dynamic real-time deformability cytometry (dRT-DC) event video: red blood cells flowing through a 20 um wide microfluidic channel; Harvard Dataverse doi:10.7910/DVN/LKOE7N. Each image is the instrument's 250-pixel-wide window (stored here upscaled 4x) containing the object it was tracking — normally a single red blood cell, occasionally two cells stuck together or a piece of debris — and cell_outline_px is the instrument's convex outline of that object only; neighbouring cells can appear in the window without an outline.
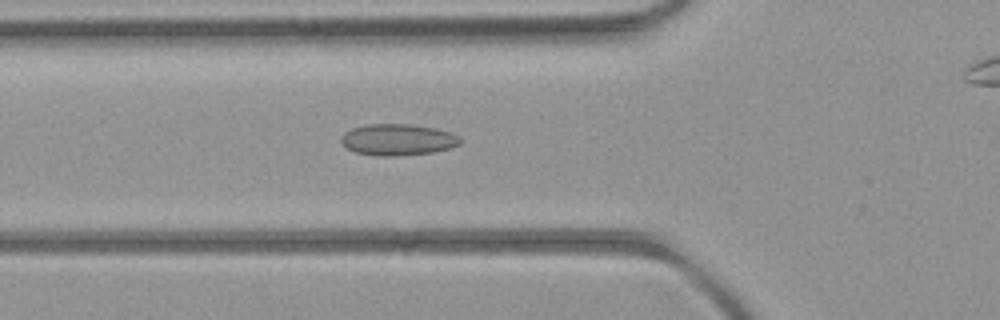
{"species": "common noctule bat (a hibernating species)", "species_latin": "Nyctalus noctula", "temperature_condition": "room temperature", "stored_images_in_passage": 43, "camera_frame_rate_fps": 3000, "um_per_image_px": 0.085, "animal": {"sex": "female", "body_mass_g": 21.9}, "frame": {"image": 1, "passage_image": 16, "time_ms": 5.0, "image_size_px": [1000, 320], "cell_outline_px": [[460, 144], [448, 148], [432, 152], [396, 156], [380, 156], [356, 152], [348, 148], [340, 140], [340, 136], [344, 132], [352, 128], [368, 124], [412, 124], [436, 128], [452, 132], [460, 136]], "centroid_in_image_um": [33.82, 11.86], "position_along_channel_um": 92.0, "area_um2": 21.79}}
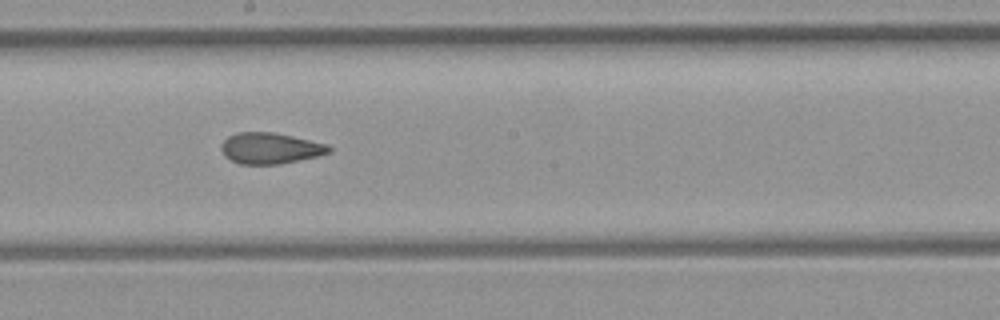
{"frame": {"image": 2, "passage_image": 26, "time_ms": 8.333, "image_size_px": [1000, 320], "cell_outline_px": [[332, 152], [316, 156], [280, 164], [240, 164], [224, 156], [220, 148], [220, 144], [228, 136], [236, 132], [276, 132], [328, 144], [332, 148]], "centroid_in_image_um": [22.96, 12.59], "position_along_channel_um": 225.2, "area_um2": 19.65}}
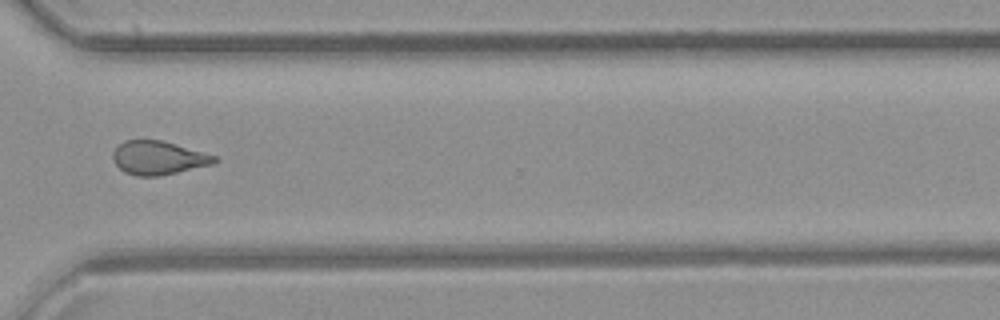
{"frame": {"image": 3, "passage_image": 36, "time_ms": 11.667, "image_size_px": [1000, 320], "cell_outline_px": [[220, 160], [212, 164], [160, 176], [136, 176], [124, 172], [112, 160], [112, 152], [124, 140], [160, 140], [216, 156]], "centroid_in_image_um": [13.43, 13.43], "position_along_channel_um": 357.2, "area_um2": 19.71}}